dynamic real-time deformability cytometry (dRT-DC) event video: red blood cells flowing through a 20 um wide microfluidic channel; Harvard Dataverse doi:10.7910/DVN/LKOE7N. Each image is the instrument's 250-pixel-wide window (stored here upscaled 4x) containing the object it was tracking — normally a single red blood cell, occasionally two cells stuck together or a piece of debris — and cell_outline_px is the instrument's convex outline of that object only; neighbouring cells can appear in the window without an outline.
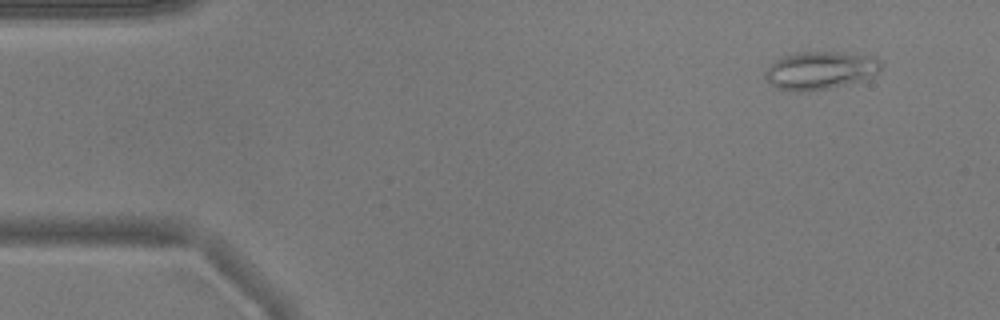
{"species": "common noctule bat (a hibernating species)", "species_latin": "Nyctalus noctula", "temperature_condition": "warm", "stored_images_in_passage": 51, "camera_frame_rate_fps": 3000, "um_per_image_px": 0.085, "animal": {"sex": "male", "body_mass_g": 17.9}, "frame": {"image": 1, "passage_image": 3, "time_ms": 0.667, "image_size_px": [1000, 320], "cell_outline_px": [[884, 64], [872, 76], [844, 84], [828, 88], [800, 92], [796, 92], [776, 88], [764, 76], [764, 72], [780, 56], [800, 52], [840, 52], [876, 56]], "centroid_in_image_um": [69.71, 5.96], "position_along_channel_um": 15.3, "area_um2": 25.43}}
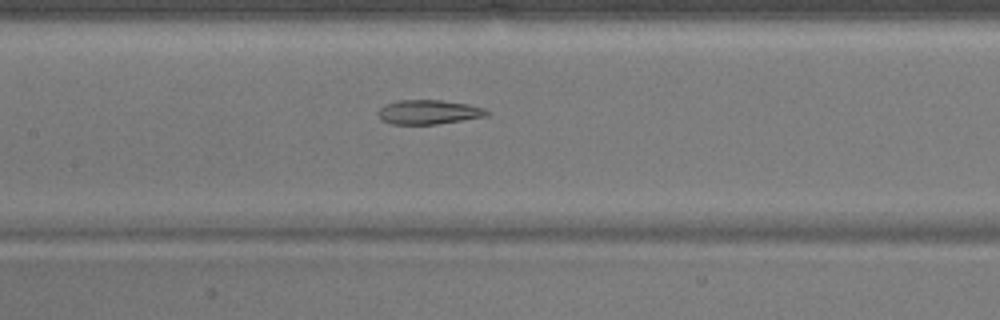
{"frame": {"image": 2, "passage_image": 23, "time_ms": 7.333, "image_size_px": [1000, 320], "cell_outline_px": [[492, 112], [488, 116], [436, 124], [392, 124], [380, 120], [376, 112], [384, 104], [396, 100], [440, 100], [468, 104], [484, 108]], "centroid_in_image_um": [36.41, 9.52], "position_along_channel_um": 171.0, "area_um2": 15.61}}
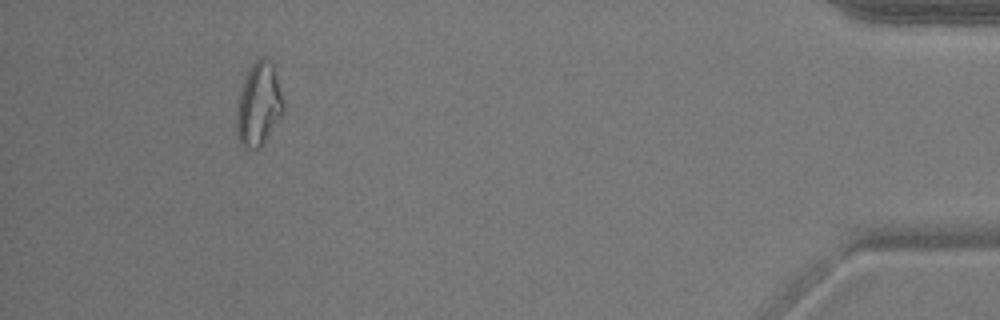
{"frame": {"image": 3, "passage_image": 47, "time_ms": 15.333, "image_size_px": [1000, 320], "cell_outline_px": [[284, 112], [260, 148], [248, 152], [240, 144], [236, 132], [236, 112], [240, 88], [248, 68], [260, 56], [264, 56], [272, 64], [284, 104]], "centroid_in_image_um": [21.95, 8.92], "position_along_channel_um": 413.2, "area_um2": 22.95}, "authors_computed_cell_mechanics": {"area_um2": 19.4786, "velocity_mm_per_s": 3.8304, "shape_relaxation_time_tau1_ms": null, "shape_relaxation_time_tau2_ms": 2.5897, "deformation_change_tau1": null, "deformation_change_tau2": 0.0944}}